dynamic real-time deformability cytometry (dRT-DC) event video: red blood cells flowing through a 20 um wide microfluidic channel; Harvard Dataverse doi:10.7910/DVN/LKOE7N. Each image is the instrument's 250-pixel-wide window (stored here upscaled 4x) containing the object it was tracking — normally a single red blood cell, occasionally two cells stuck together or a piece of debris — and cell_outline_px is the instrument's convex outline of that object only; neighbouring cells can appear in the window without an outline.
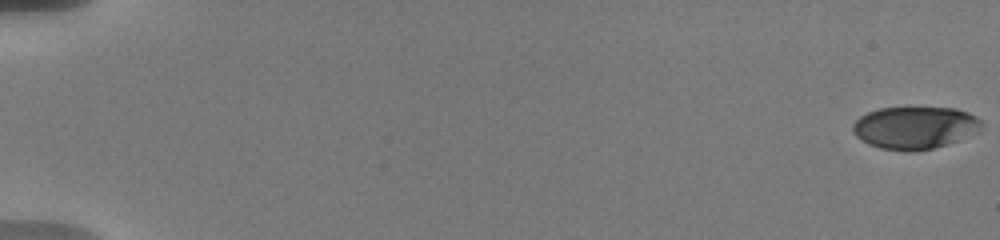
{"species": "human", "species_latin": "Homo sapiens", "temperature_condition": "warm", "stored_images_in_passage": 17, "camera_frame_rate_fps": 3000, "um_per_image_px": 0.085, "donor": {"sex": "male"}, "frame": {"image": 1, "passage_image": 1, "time_ms": 0.0, "image_size_px": [1000, 240], "cell_outline_px": [[984, 124], [980, 132], [948, 144], [932, 148], [912, 152], [908, 152], [880, 148], [868, 144], [856, 136], [852, 132], [852, 124], [860, 116], [868, 112], [880, 108], [956, 108], [968, 112], [976, 116]], "centroid_in_image_um": [77.79, 10.86], "position_along_channel_um": 7.2, "area_um2": 32.14}}
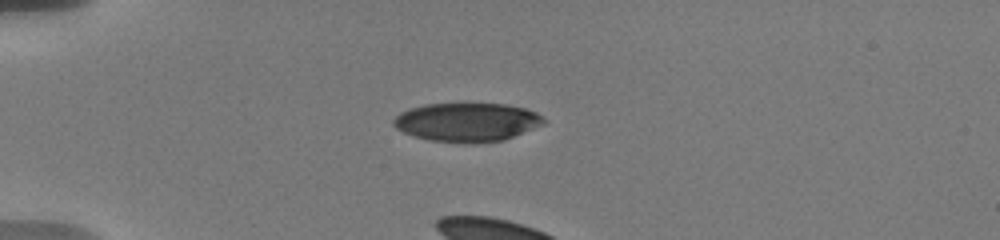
{"frame": {"image": 2, "passage_image": 13, "time_ms": 5.333, "image_size_px": [1000, 240], "cell_outline_px": [[548, 120], [544, 124], [504, 140], [472, 144], [468, 144], [432, 140], [416, 136], [404, 132], [396, 128], [392, 124], [392, 120], [400, 112], [408, 108], [424, 104], [504, 104], [524, 108], [536, 112], [544, 116]], "centroid_in_image_um": [39.71, 10.38], "position_along_channel_um": 45.3, "area_um2": 34.04}}